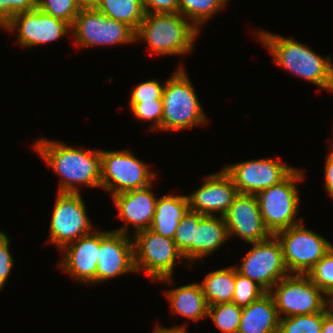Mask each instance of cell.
Instances as JSON below:
<instances>
[{"label":"cell","instance_id":"1","mask_svg":"<svg viewBox=\"0 0 333 333\" xmlns=\"http://www.w3.org/2000/svg\"><path fill=\"white\" fill-rule=\"evenodd\" d=\"M34 149L61 177L59 192L78 193L79 185L101 188L100 150L73 148L49 139H38Z\"/></svg>","mask_w":333,"mask_h":333},{"label":"cell","instance_id":"2","mask_svg":"<svg viewBox=\"0 0 333 333\" xmlns=\"http://www.w3.org/2000/svg\"><path fill=\"white\" fill-rule=\"evenodd\" d=\"M260 42L272 53L274 61L293 74L308 80L323 90L333 91V64L331 56L316 54L308 46L267 31L256 34Z\"/></svg>","mask_w":333,"mask_h":333},{"label":"cell","instance_id":"3","mask_svg":"<svg viewBox=\"0 0 333 333\" xmlns=\"http://www.w3.org/2000/svg\"><path fill=\"white\" fill-rule=\"evenodd\" d=\"M181 13H148L138 29L135 40L147 42L148 48L160 55H185L194 51L199 30Z\"/></svg>","mask_w":333,"mask_h":333},{"label":"cell","instance_id":"4","mask_svg":"<svg viewBox=\"0 0 333 333\" xmlns=\"http://www.w3.org/2000/svg\"><path fill=\"white\" fill-rule=\"evenodd\" d=\"M162 101L161 130L177 132L207 122L194 87L182 65L166 79Z\"/></svg>","mask_w":333,"mask_h":333},{"label":"cell","instance_id":"5","mask_svg":"<svg viewBox=\"0 0 333 333\" xmlns=\"http://www.w3.org/2000/svg\"><path fill=\"white\" fill-rule=\"evenodd\" d=\"M304 179L303 171L295 168L280 183L256 194L264 224L272 235L300 224L295 220L300 203L296 183Z\"/></svg>","mask_w":333,"mask_h":333},{"label":"cell","instance_id":"6","mask_svg":"<svg viewBox=\"0 0 333 333\" xmlns=\"http://www.w3.org/2000/svg\"><path fill=\"white\" fill-rule=\"evenodd\" d=\"M134 267L136 273L145 271L152 280L172 285L175 261L183 260L173 239L151 229L134 234Z\"/></svg>","mask_w":333,"mask_h":333},{"label":"cell","instance_id":"7","mask_svg":"<svg viewBox=\"0 0 333 333\" xmlns=\"http://www.w3.org/2000/svg\"><path fill=\"white\" fill-rule=\"evenodd\" d=\"M100 155L101 188L111 192V196L151 185L156 177L149 165L129 150H100Z\"/></svg>","mask_w":333,"mask_h":333},{"label":"cell","instance_id":"8","mask_svg":"<svg viewBox=\"0 0 333 333\" xmlns=\"http://www.w3.org/2000/svg\"><path fill=\"white\" fill-rule=\"evenodd\" d=\"M75 43L81 47L134 44L136 32L125 23L116 21L96 7H82L71 26Z\"/></svg>","mask_w":333,"mask_h":333},{"label":"cell","instance_id":"9","mask_svg":"<svg viewBox=\"0 0 333 333\" xmlns=\"http://www.w3.org/2000/svg\"><path fill=\"white\" fill-rule=\"evenodd\" d=\"M269 293L280 318L281 313L285 315L283 317L318 313L328 305V297L307 274H289L279 280Z\"/></svg>","mask_w":333,"mask_h":333},{"label":"cell","instance_id":"10","mask_svg":"<svg viewBox=\"0 0 333 333\" xmlns=\"http://www.w3.org/2000/svg\"><path fill=\"white\" fill-rule=\"evenodd\" d=\"M302 221L300 218V224L275 234L281 243L284 262L290 274H307L333 246L321 235L306 229Z\"/></svg>","mask_w":333,"mask_h":333},{"label":"cell","instance_id":"11","mask_svg":"<svg viewBox=\"0 0 333 333\" xmlns=\"http://www.w3.org/2000/svg\"><path fill=\"white\" fill-rule=\"evenodd\" d=\"M80 194L58 191L49 227V241L58 249L94 231Z\"/></svg>","mask_w":333,"mask_h":333},{"label":"cell","instance_id":"12","mask_svg":"<svg viewBox=\"0 0 333 333\" xmlns=\"http://www.w3.org/2000/svg\"><path fill=\"white\" fill-rule=\"evenodd\" d=\"M241 265L235 266L238 273L256 282L266 292L283 277L289 275L280 241L275 235L261 242L250 243Z\"/></svg>","mask_w":333,"mask_h":333},{"label":"cell","instance_id":"13","mask_svg":"<svg viewBox=\"0 0 333 333\" xmlns=\"http://www.w3.org/2000/svg\"><path fill=\"white\" fill-rule=\"evenodd\" d=\"M128 229L126 225L113 231H100L96 284L116 276L136 272L134 242L131 236H128Z\"/></svg>","mask_w":333,"mask_h":333},{"label":"cell","instance_id":"14","mask_svg":"<svg viewBox=\"0 0 333 333\" xmlns=\"http://www.w3.org/2000/svg\"><path fill=\"white\" fill-rule=\"evenodd\" d=\"M278 159L248 160L223 168L233 179L238 193L256 195L284 180L295 168Z\"/></svg>","mask_w":333,"mask_h":333},{"label":"cell","instance_id":"15","mask_svg":"<svg viewBox=\"0 0 333 333\" xmlns=\"http://www.w3.org/2000/svg\"><path fill=\"white\" fill-rule=\"evenodd\" d=\"M2 28L12 32L18 29L17 41L26 48L51 43L71 32L68 23L38 8L16 14Z\"/></svg>","mask_w":333,"mask_h":333},{"label":"cell","instance_id":"16","mask_svg":"<svg viewBox=\"0 0 333 333\" xmlns=\"http://www.w3.org/2000/svg\"><path fill=\"white\" fill-rule=\"evenodd\" d=\"M223 217L227 224L229 238L237 235L250 244L267 240L272 236L264 224L254 194L238 193Z\"/></svg>","mask_w":333,"mask_h":333},{"label":"cell","instance_id":"17","mask_svg":"<svg viewBox=\"0 0 333 333\" xmlns=\"http://www.w3.org/2000/svg\"><path fill=\"white\" fill-rule=\"evenodd\" d=\"M204 179L203 185L187 196L189 210L210 216L218 212L224 216L238 194L233 179L223 168Z\"/></svg>","mask_w":333,"mask_h":333},{"label":"cell","instance_id":"18","mask_svg":"<svg viewBox=\"0 0 333 333\" xmlns=\"http://www.w3.org/2000/svg\"><path fill=\"white\" fill-rule=\"evenodd\" d=\"M100 232L97 230L65 245L59 267L83 284L96 283Z\"/></svg>","mask_w":333,"mask_h":333},{"label":"cell","instance_id":"19","mask_svg":"<svg viewBox=\"0 0 333 333\" xmlns=\"http://www.w3.org/2000/svg\"><path fill=\"white\" fill-rule=\"evenodd\" d=\"M151 186L153 185L112 196L119 212L116 217L125 221L126 224H132L134 234L149 229L152 224L158 199L151 191Z\"/></svg>","mask_w":333,"mask_h":333},{"label":"cell","instance_id":"20","mask_svg":"<svg viewBox=\"0 0 333 333\" xmlns=\"http://www.w3.org/2000/svg\"><path fill=\"white\" fill-rule=\"evenodd\" d=\"M280 317L272 295L266 292L242 308L238 333H278Z\"/></svg>","mask_w":333,"mask_h":333},{"label":"cell","instance_id":"21","mask_svg":"<svg viewBox=\"0 0 333 333\" xmlns=\"http://www.w3.org/2000/svg\"><path fill=\"white\" fill-rule=\"evenodd\" d=\"M189 211L187 195H165L158 197L156 210L149 229L173 239L181 219Z\"/></svg>","mask_w":333,"mask_h":333},{"label":"cell","instance_id":"22","mask_svg":"<svg viewBox=\"0 0 333 333\" xmlns=\"http://www.w3.org/2000/svg\"><path fill=\"white\" fill-rule=\"evenodd\" d=\"M165 294L170 302L171 311L175 314L193 321L208 318V305L200 283L174 288L166 291Z\"/></svg>","mask_w":333,"mask_h":333},{"label":"cell","instance_id":"23","mask_svg":"<svg viewBox=\"0 0 333 333\" xmlns=\"http://www.w3.org/2000/svg\"><path fill=\"white\" fill-rule=\"evenodd\" d=\"M216 216L205 215L196 226L194 262L216 251L229 239L224 217Z\"/></svg>","mask_w":333,"mask_h":333},{"label":"cell","instance_id":"24","mask_svg":"<svg viewBox=\"0 0 333 333\" xmlns=\"http://www.w3.org/2000/svg\"><path fill=\"white\" fill-rule=\"evenodd\" d=\"M200 285L208 306L232 302L235 291V266L209 272Z\"/></svg>","mask_w":333,"mask_h":333},{"label":"cell","instance_id":"25","mask_svg":"<svg viewBox=\"0 0 333 333\" xmlns=\"http://www.w3.org/2000/svg\"><path fill=\"white\" fill-rule=\"evenodd\" d=\"M96 8L109 18L130 26L135 32L146 14L142 0H100Z\"/></svg>","mask_w":333,"mask_h":333},{"label":"cell","instance_id":"26","mask_svg":"<svg viewBox=\"0 0 333 333\" xmlns=\"http://www.w3.org/2000/svg\"><path fill=\"white\" fill-rule=\"evenodd\" d=\"M197 212L188 211L178 224L175 236L173 238L177 249L182 253L184 261H194V242L196 235V226L199 221L204 217ZM189 260V261H188Z\"/></svg>","mask_w":333,"mask_h":333},{"label":"cell","instance_id":"27","mask_svg":"<svg viewBox=\"0 0 333 333\" xmlns=\"http://www.w3.org/2000/svg\"><path fill=\"white\" fill-rule=\"evenodd\" d=\"M228 0H178L179 13L186 17L198 30L200 25L226 6Z\"/></svg>","mask_w":333,"mask_h":333},{"label":"cell","instance_id":"28","mask_svg":"<svg viewBox=\"0 0 333 333\" xmlns=\"http://www.w3.org/2000/svg\"><path fill=\"white\" fill-rule=\"evenodd\" d=\"M242 308L235 303H220L208 306L207 317L223 333H238Z\"/></svg>","mask_w":333,"mask_h":333},{"label":"cell","instance_id":"29","mask_svg":"<svg viewBox=\"0 0 333 333\" xmlns=\"http://www.w3.org/2000/svg\"><path fill=\"white\" fill-rule=\"evenodd\" d=\"M324 309L318 313L280 318L278 333H321Z\"/></svg>","mask_w":333,"mask_h":333},{"label":"cell","instance_id":"30","mask_svg":"<svg viewBox=\"0 0 333 333\" xmlns=\"http://www.w3.org/2000/svg\"><path fill=\"white\" fill-rule=\"evenodd\" d=\"M307 275L327 297L333 293V246Z\"/></svg>","mask_w":333,"mask_h":333},{"label":"cell","instance_id":"31","mask_svg":"<svg viewBox=\"0 0 333 333\" xmlns=\"http://www.w3.org/2000/svg\"><path fill=\"white\" fill-rule=\"evenodd\" d=\"M37 8L72 26L82 5L78 0H38Z\"/></svg>","mask_w":333,"mask_h":333},{"label":"cell","instance_id":"32","mask_svg":"<svg viewBox=\"0 0 333 333\" xmlns=\"http://www.w3.org/2000/svg\"><path fill=\"white\" fill-rule=\"evenodd\" d=\"M266 291L256 282L237 272L235 268V291L232 303L243 308L259 299Z\"/></svg>","mask_w":333,"mask_h":333},{"label":"cell","instance_id":"33","mask_svg":"<svg viewBox=\"0 0 333 333\" xmlns=\"http://www.w3.org/2000/svg\"><path fill=\"white\" fill-rule=\"evenodd\" d=\"M130 110L136 119L151 121L152 130H161V120L163 114V101L129 103Z\"/></svg>","mask_w":333,"mask_h":333},{"label":"cell","instance_id":"34","mask_svg":"<svg viewBox=\"0 0 333 333\" xmlns=\"http://www.w3.org/2000/svg\"><path fill=\"white\" fill-rule=\"evenodd\" d=\"M165 82L160 84L157 80H148L138 84L131 93L129 103L153 102L162 100Z\"/></svg>","mask_w":333,"mask_h":333},{"label":"cell","instance_id":"35","mask_svg":"<svg viewBox=\"0 0 333 333\" xmlns=\"http://www.w3.org/2000/svg\"><path fill=\"white\" fill-rule=\"evenodd\" d=\"M38 0H0L1 28L16 14L37 8Z\"/></svg>","mask_w":333,"mask_h":333},{"label":"cell","instance_id":"36","mask_svg":"<svg viewBox=\"0 0 333 333\" xmlns=\"http://www.w3.org/2000/svg\"><path fill=\"white\" fill-rule=\"evenodd\" d=\"M10 239L0 231V290L4 288L12 270L14 259L9 250Z\"/></svg>","mask_w":333,"mask_h":333},{"label":"cell","instance_id":"37","mask_svg":"<svg viewBox=\"0 0 333 333\" xmlns=\"http://www.w3.org/2000/svg\"><path fill=\"white\" fill-rule=\"evenodd\" d=\"M145 13H178V0H142Z\"/></svg>","mask_w":333,"mask_h":333},{"label":"cell","instance_id":"38","mask_svg":"<svg viewBox=\"0 0 333 333\" xmlns=\"http://www.w3.org/2000/svg\"><path fill=\"white\" fill-rule=\"evenodd\" d=\"M325 162H326L324 169L325 187L328 195L333 199V148L329 150Z\"/></svg>","mask_w":333,"mask_h":333},{"label":"cell","instance_id":"39","mask_svg":"<svg viewBox=\"0 0 333 333\" xmlns=\"http://www.w3.org/2000/svg\"><path fill=\"white\" fill-rule=\"evenodd\" d=\"M321 333H333V313L329 311L328 305L324 308V320Z\"/></svg>","mask_w":333,"mask_h":333},{"label":"cell","instance_id":"40","mask_svg":"<svg viewBox=\"0 0 333 333\" xmlns=\"http://www.w3.org/2000/svg\"><path fill=\"white\" fill-rule=\"evenodd\" d=\"M186 325H177V327L166 328L162 326H156L153 333H187Z\"/></svg>","mask_w":333,"mask_h":333},{"label":"cell","instance_id":"41","mask_svg":"<svg viewBox=\"0 0 333 333\" xmlns=\"http://www.w3.org/2000/svg\"><path fill=\"white\" fill-rule=\"evenodd\" d=\"M82 7H96L100 0H78Z\"/></svg>","mask_w":333,"mask_h":333},{"label":"cell","instance_id":"42","mask_svg":"<svg viewBox=\"0 0 333 333\" xmlns=\"http://www.w3.org/2000/svg\"><path fill=\"white\" fill-rule=\"evenodd\" d=\"M328 308L333 313V293L328 296Z\"/></svg>","mask_w":333,"mask_h":333}]
</instances>
